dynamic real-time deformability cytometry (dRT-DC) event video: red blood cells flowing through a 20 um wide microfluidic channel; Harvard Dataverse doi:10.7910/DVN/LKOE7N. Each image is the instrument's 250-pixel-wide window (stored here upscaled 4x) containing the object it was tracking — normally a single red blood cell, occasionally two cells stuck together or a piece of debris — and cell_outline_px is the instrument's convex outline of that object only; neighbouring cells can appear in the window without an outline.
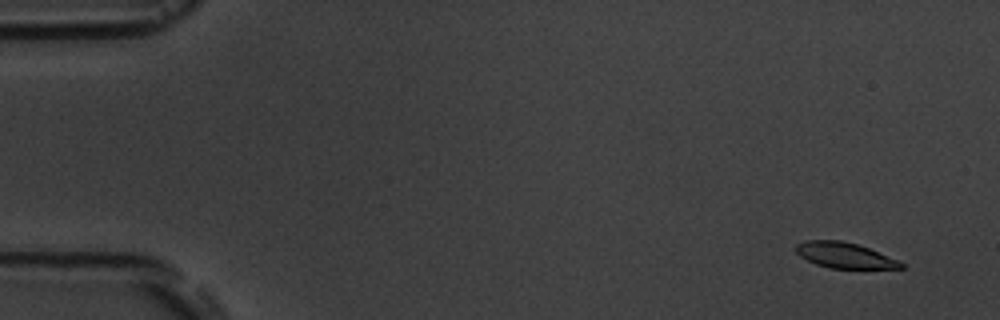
{"species": "common noctule bat (a hibernating species)", "species_latin": "Nyctalus noctula", "temperature_condition": "room temperature", "stored_images_in_passage": 4, "camera_frame_rate_fps": 3000, "um_per_image_px": 0.085, "animal": {"sex": "male", "body_mass_g": 19.5, "forearm_length_mm": 54.6}, "frame": {"image": 1, "passage_image": 1, "time_ms": 0.0, "image_size_px": [1000, 320], "cell_outline_px": [[904, 268], [832, 268], [816, 264], [800, 256], [796, 252], [796, 244], [804, 240], [840, 240], [856, 244], [868, 248], [900, 260], [904, 264]], "centroid_in_image_um": [71.79, 21.69], "position_along_channel_um": 13.2, "area_um2": 15.55}}
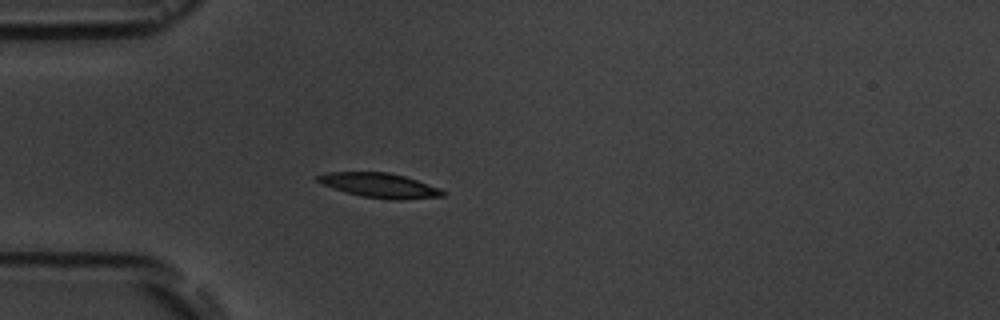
{"frame": {"image": 2, "passage_image": 4, "time_ms": 4.333, "image_size_px": [1000, 320], "cell_outline_px": [[444, 196], [400, 200], [392, 200], [360, 196], [324, 184], [316, 180], [316, 176], [328, 172], [388, 172], [404, 176], [440, 188], [444, 192]], "centroid_in_image_um": [32.29, 15.76], "position_along_channel_um": 52.7, "area_um2": 17.63}}